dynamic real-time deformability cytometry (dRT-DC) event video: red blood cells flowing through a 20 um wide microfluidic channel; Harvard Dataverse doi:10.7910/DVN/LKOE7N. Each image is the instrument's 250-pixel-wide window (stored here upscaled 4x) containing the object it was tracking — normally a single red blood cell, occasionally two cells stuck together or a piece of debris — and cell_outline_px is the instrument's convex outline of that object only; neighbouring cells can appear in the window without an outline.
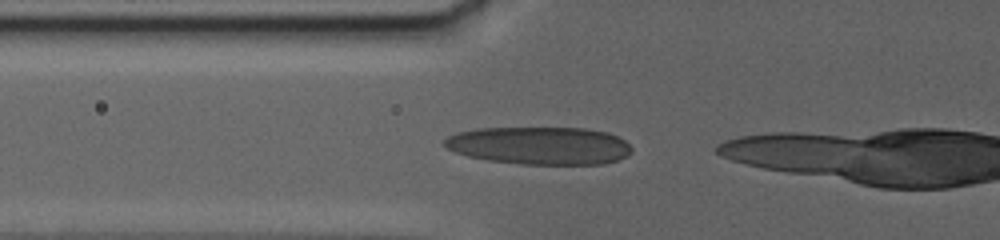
{"species": "human", "species_latin": "Homo sapiens", "temperature_condition": "warm", "stored_images_in_passage": 42, "camera_frame_rate_fps": 3000, "um_per_image_px": 0.085, "donor": {"sex": "female"}, "frame": {"image": 1, "passage_image": 34, "time_ms": 6.667, "image_size_px": [1000, 240], "cell_outline_px": [[632, 152], [628, 156], [616, 160], [600, 164], [520, 164], [488, 160], [468, 156], [456, 152], [448, 148], [444, 144], [444, 140], [448, 136], [456, 132], [476, 128], [584, 128], [608, 132], [624, 140], [632, 148]], "centroid_in_image_um": [45.87, 12.37], "position_along_channel_um": 79.9, "area_um2": 41.21}}
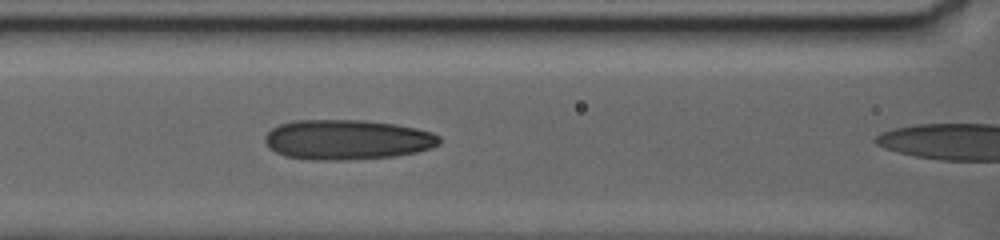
{"frame": {"image": 2, "passage_image": 41, "time_ms": 8.667, "image_size_px": [1000, 240], "cell_outline_px": [[440, 144], [432, 148], [416, 152], [396, 156], [340, 160], [308, 160], [284, 156], [268, 148], [264, 140], [264, 136], [272, 128], [280, 124], [296, 120], [364, 120], [396, 124], [416, 128], [432, 132], [440, 136]], "centroid_in_image_um": [29.5, 11.87], "position_along_channel_um": 137.1, "area_um2": 40.92}}